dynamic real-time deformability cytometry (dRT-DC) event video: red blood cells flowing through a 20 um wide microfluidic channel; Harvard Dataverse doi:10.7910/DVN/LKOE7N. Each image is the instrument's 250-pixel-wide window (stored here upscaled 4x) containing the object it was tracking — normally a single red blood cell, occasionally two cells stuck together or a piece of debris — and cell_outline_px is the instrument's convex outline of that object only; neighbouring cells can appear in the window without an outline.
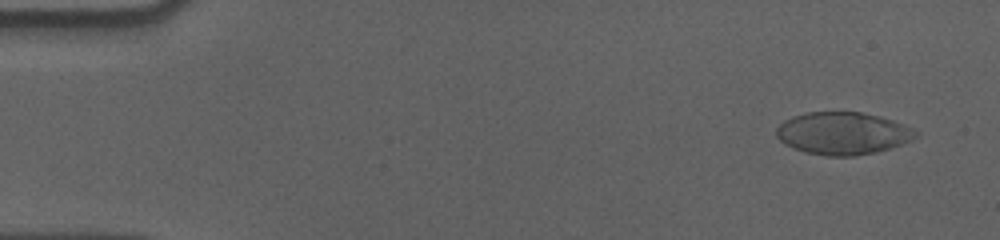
{"species": "human", "species_latin": "Homo sapiens", "temperature_condition": "cold", "stored_images_in_passage": 56, "camera_frame_rate_fps": 3000, "um_per_image_px": 0.085, "donor": {"sex": "male"}, "frame": {"image": 1, "passage_image": 3, "time_ms": 0.667, "image_size_px": [1000, 240], "cell_outline_px": [[916, 136], [912, 140], [876, 152], [852, 156], [828, 156], [804, 152], [792, 148], [784, 144], [776, 136], [776, 128], [784, 120], [792, 116], [808, 112], [860, 112], [892, 120], [904, 124], [912, 128], [916, 132]], "centroid_in_image_um": [71.58, 11.33], "position_along_channel_um": 13.4, "area_um2": 34.28}}
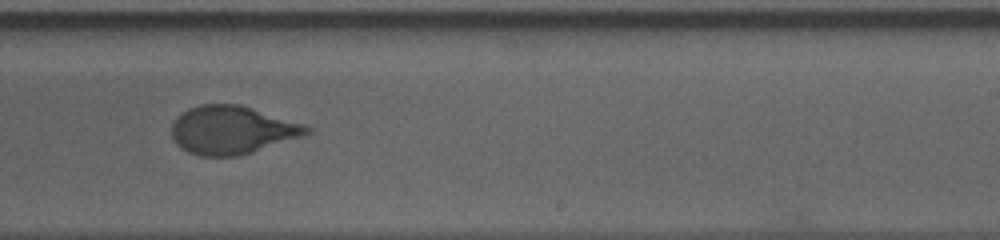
{"frame": {"image": 2, "passage_image": 35, "time_ms": 11.333, "image_size_px": [1000, 240], "cell_outline_px": [[312, 132], [304, 136], [240, 156], [200, 156], [188, 152], [176, 144], [172, 136], [172, 124], [176, 116], [180, 112], [188, 108], [200, 104], [240, 104], [304, 124], [312, 128]], "centroid_in_image_um": [19.72, 11.05], "position_along_channel_um": 269.3, "area_um2": 38.21}}
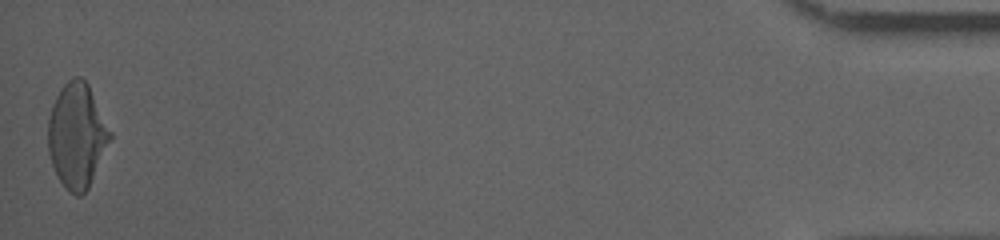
{"frame": {"image": 3, "passage_image": 56, "time_ms": 18.333, "image_size_px": [1000, 240], "cell_outline_px": [[112, 140], [88, 188], [80, 196], [76, 196], [68, 192], [56, 176], [48, 152], [48, 120], [52, 104], [60, 88], [72, 76], [80, 76], [88, 84], [112, 132]], "centroid_in_image_um": [6.54, 11.53], "position_along_channel_um": 428.7, "area_um2": 38.21}, "authors_computed_cell_mechanics": {"area_um2": 37.6278, "velocity_mm_per_s": 3.5819, "shape_relaxation_time_tau1_ms": 5.1112, "shape_relaxation_time_tau2_ms": null, "deformation_change_tau1": 0.2008, "deformation_change_tau2": null}}